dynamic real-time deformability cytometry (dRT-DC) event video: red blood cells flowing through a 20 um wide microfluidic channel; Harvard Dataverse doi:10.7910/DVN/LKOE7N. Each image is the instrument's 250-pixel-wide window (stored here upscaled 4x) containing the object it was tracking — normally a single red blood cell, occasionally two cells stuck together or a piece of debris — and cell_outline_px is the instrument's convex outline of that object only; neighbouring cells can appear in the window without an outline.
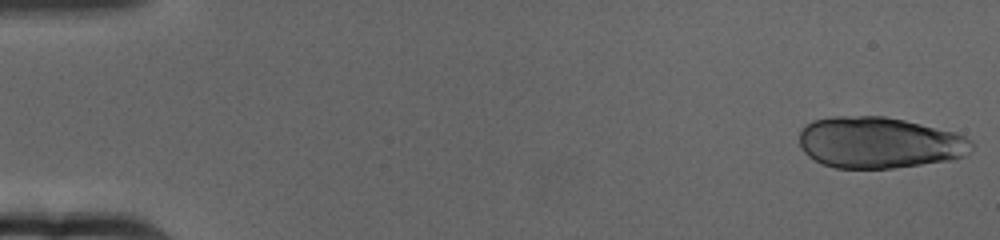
{"species": "human", "species_latin": "Homo sapiens", "temperature_condition": "cold", "stored_images_in_passage": 63, "camera_frame_rate_fps": 3000, "um_per_image_px": 0.085, "donor": {"sex": "female"}, "frame": {"image": 1, "passage_image": 1, "time_ms": 0.0, "image_size_px": [1000, 240], "cell_outline_px": [[976, 144], [964, 156], [952, 160], [892, 168], [836, 168], [824, 164], [808, 156], [800, 148], [800, 128], [812, 120], [832, 116], [884, 116], [904, 120], [956, 132], [972, 140]], "centroid_in_image_um": [74.74, 12.11], "position_along_channel_um": 10.3, "area_um2": 51.85}}
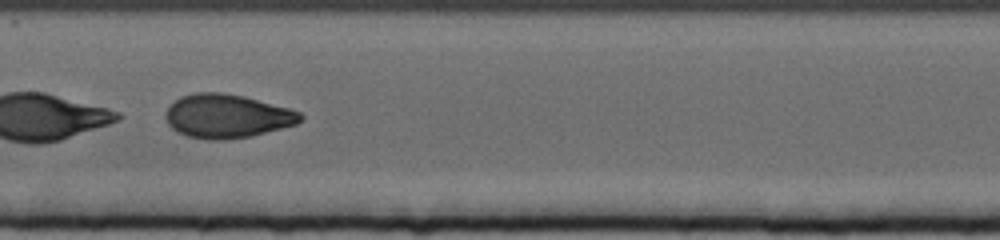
{"frame": {"image": 2, "passage_image": 33, "time_ms": 10.667, "image_size_px": [1000, 240], "cell_outline_px": [[304, 116], [296, 124], [252, 136], [220, 140], [208, 140], [188, 136], [176, 132], [168, 124], [164, 116], [168, 108], [180, 96], [196, 92], [224, 92], [244, 96], [288, 108], [300, 112]], "centroid_in_image_um": [19.27, 9.87], "position_along_channel_um": 188.1, "area_um2": 34.33}}
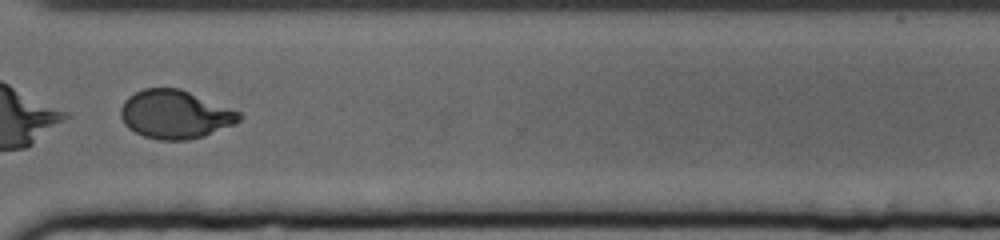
{"frame": {"image": 3, "passage_image": 49, "time_ms": 16.0, "image_size_px": [1000, 240], "cell_outline_px": [[244, 116], [236, 124], [204, 136], [188, 140], [160, 140], [144, 136], [128, 128], [124, 124], [120, 116], [120, 108], [124, 100], [128, 96], [144, 88], [180, 88], [240, 112]], "centroid_in_image_um": [14.88, 9.73], "position_along_channel_um": 355.7, "area_um2": 33.58}, "authors_computed_cell_mechanics": {"area_um2": 35.3736, "velocity_mm_per_s": 3.1428, "shape_relaxation_time_tau1_ms": 5.1487, "shape_relaxation_time_tau2_ms": 0.8189, "deformation_change_tau1": 0.1853, "deformation_change_tau2": 0.0493}}